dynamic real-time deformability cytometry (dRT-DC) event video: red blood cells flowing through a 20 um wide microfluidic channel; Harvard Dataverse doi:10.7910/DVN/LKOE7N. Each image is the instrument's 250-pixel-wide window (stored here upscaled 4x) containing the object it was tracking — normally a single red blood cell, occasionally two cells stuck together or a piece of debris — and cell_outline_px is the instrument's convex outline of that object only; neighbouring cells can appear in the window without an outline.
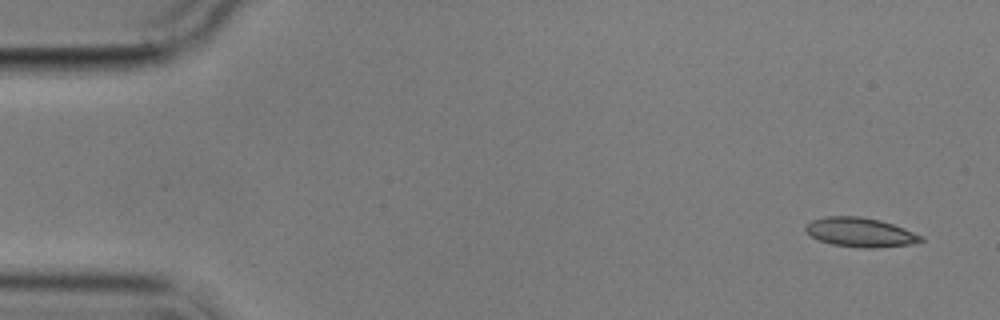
{"species": "common noctule bat (a hibernating species)", "species_latin": "Nyctalus noctula", "temperature_condition": "cold", "stored_images_in_passage": 8, "camera_frame_rate_fps": 3000, "um_per_image_px": 0.085, "animal": {"sex": "male", "body_mass_g": 17.9}, "frame": {"image": 1, "passage_image": 1, "time_ms": 0.0, "image_size_px": [1000, 320], "cell_outline_px": [[924, 240], [912, 244], [876, 248], [864, 248], [832, 244], [820, 240], [812, 236], [804, 228], [812, 220], [824, 216], [860, 216], [880, 220], [904, 228], [924, 236]], "centroid_in_image_um": [73.16, 19.74], "position_along_channel_um": 11.8, "area_um2": 19.59}}
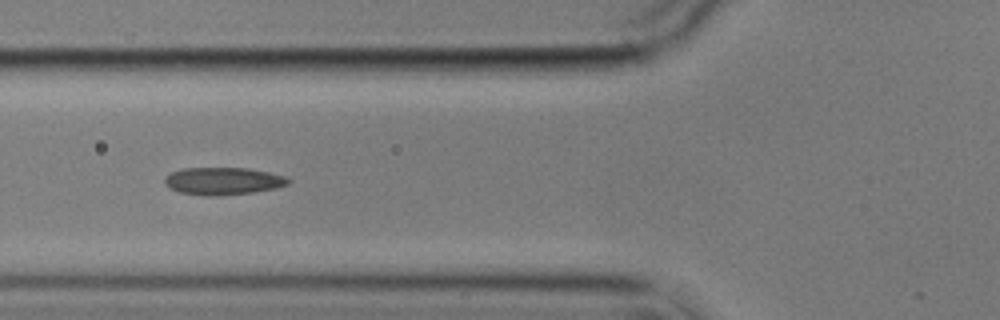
{"frame": {"image": 2, "passage_image": 6, "time_ms": 6.0, "image_size_px": [1000, 320], "cell_outline_px": [[292, 180], [288, 184], [276, 188], [252, 192], [220, 196], [208, 196], [180, 192], [168, 188], [164, 184], [164, 180], [172, 172], [184, 168], [248, 168], [288, 176]], "centroid_in_image_um": [18.99, 15.39], "position_along_channel_um": 106.8, "area_um2": 19.83}}
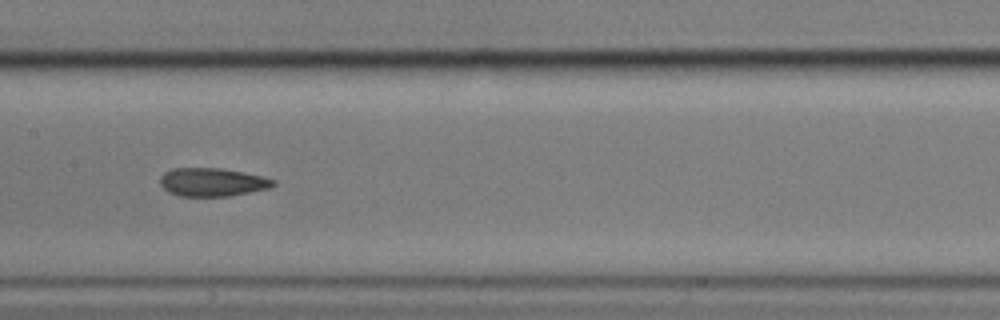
{"frame": {"image": 3, "passage_image": 8, "time_ms": 8.333, "image_size_px": [1000, 320], "cell_outline_px": [[276, 184], [268, 188], [228, 196], [180, 196], [168, 192], [160, 184], [160, 176], [164, 172], [172, 168], [220, 168], [244, 172], [276, 180]], "centroid_in_image_um": [18.01, 15.47], "position_along_channel_um": 189.4, "area_um2": 18.61}}